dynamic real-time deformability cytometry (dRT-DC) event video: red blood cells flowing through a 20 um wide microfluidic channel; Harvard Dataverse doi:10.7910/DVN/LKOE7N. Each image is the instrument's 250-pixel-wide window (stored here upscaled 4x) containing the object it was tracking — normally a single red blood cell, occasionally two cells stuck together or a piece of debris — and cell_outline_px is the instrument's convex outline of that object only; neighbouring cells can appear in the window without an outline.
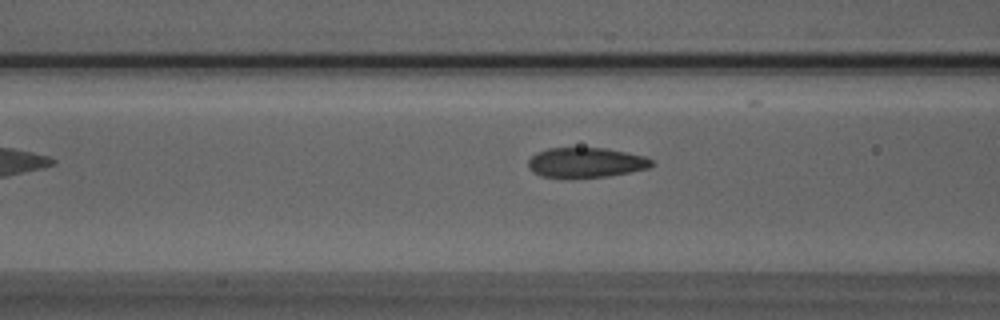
{"species": "Egyptian fruit bat (a non-hibernating species)", "species_latin": "Rousettus aegyptiacus", "temperature_condition": "room temperature", "stored_images_in_passage": 33, "camera_frame_rate_fps": 3000, "um_per_image_px": 0.085, "animal": {"sex": "male"}, "frame": {"image": 1, "passage_image": 4, "time_ms": 1.0, "image_size_px": [1000, 320], "cell_outline_px": [[652, 164], [648, 168], [608, 176], [572, 180], [540, 176], [532, 172], [528, 168], [528, 160], [536, 152], [548, 148], [604, 148], [644, 156], [652, 160]], "centroid_in_image_um": [49.71, 13.85], "position_along_channel_um": 116.9, "area_um2": 21.96}}
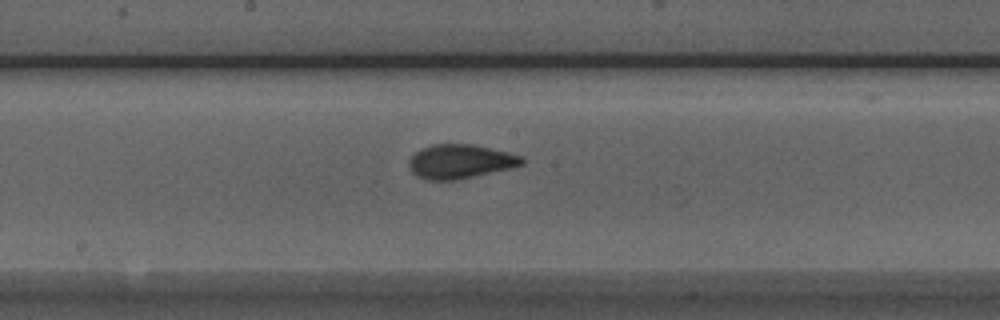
{"frame": {"image": 2, "passage_image": 11, "time_ms": 3.333, "image_size_px": [1000, 320], "cell_outline_px": [[524, 164], [512, 168], [456, 180], [428, 180], [416, 176], [412, 172], [408, 164], [408, 160], [420, 148], [432, 144], [472, 144], [508, 152], [524, 156]], "centroid_in_image_um": [39.12, 13.72], "position_along_channel_um": 209.1, "area_um2": 22.6}}
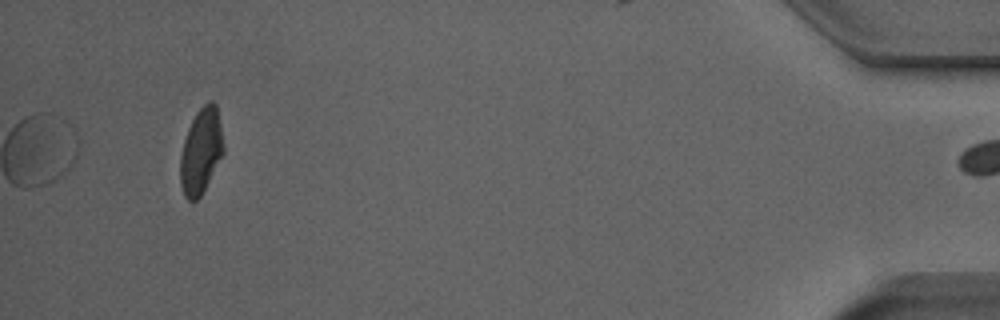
{"frame": {"image": 3, "passage_image": 33, "time_ms": 10.667, "image_size_px": [1000, 320], "cell_outline_px": [[224, 152], [200, 196], [196, 200], [188, 200], [184, 196], [180, 184], [180, 156], [184, 140], [188, 128], [196, 112], [208, 100], [212, 100], [216, 104], [224, 144]], "centroid_in_image_um": [17.08, 12.82], "position_along_channel_um": 418.1, "area_um2": 21.39}}